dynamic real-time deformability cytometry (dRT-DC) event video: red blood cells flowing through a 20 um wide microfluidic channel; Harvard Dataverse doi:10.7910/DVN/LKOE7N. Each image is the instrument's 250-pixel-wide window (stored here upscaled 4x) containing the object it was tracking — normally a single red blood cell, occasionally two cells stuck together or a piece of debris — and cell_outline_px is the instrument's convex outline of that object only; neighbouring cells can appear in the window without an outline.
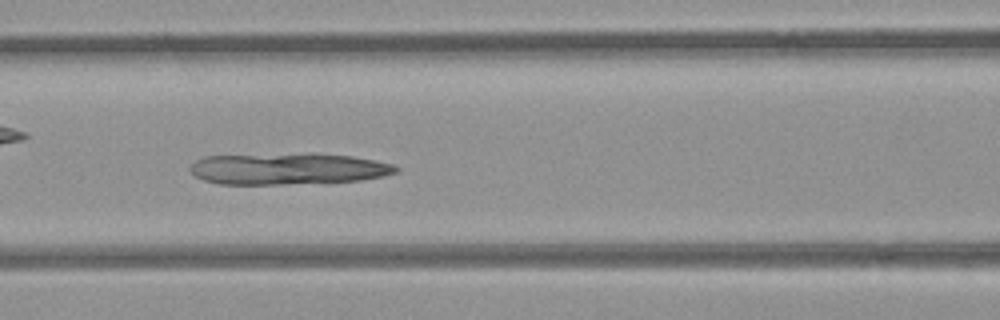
{"species": "common noctule bat (a hibernating species)", "species_latin": "Nyctalus noctula", "temperature_condition": "room temperature", "stored_images_in_passage": 36, "camera_frame_rate_fps": 3000, "um_per_image_px": 0.085, "animal": {"sex": "female", "body_mass_g": 21.9}, "frame": {"image": 1, "passage_image": 13, "time_ms": 4.0, "image_size_px": [1000, 320], "cell_outline_px": [[400, 168], [396, 172], [384, 176], [360, 180], [284, 184], [220, 184], [204, 180], [196, 176], [188, 168], [196, 160], [204, 156], [308, 152], [316, 152], [352, 156], [376, 160], [392, 164]], "centroid_in_image_um": [24.48, 14.32], "position_along_channel_um": 142.1, "area_um2": 38.26}}
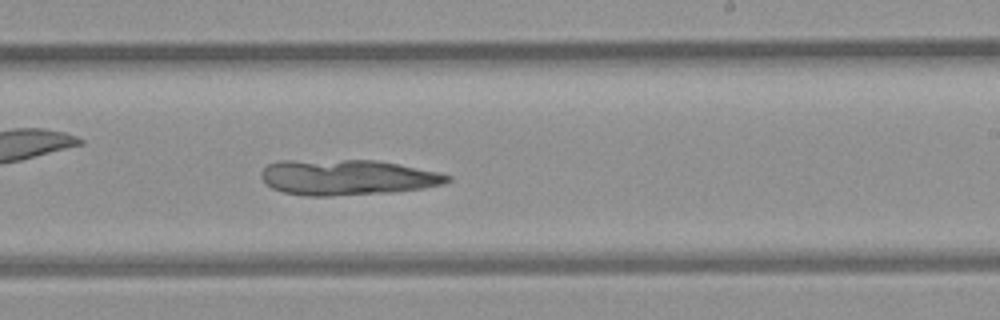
{"frame": {"image": 2, "passage_image": 22, "time_ms": 7.0, "image_size_px": [1000, 320], "cell_outline_px": [[452, 180], [444, 184], [424, 188], [392, 192], [332, 196], [304, 196], [284, 192], [272, 188], [260, 176], [260, 172], [268, 164], [276, 160], [376, 160], [440, 172], [452, 176]], "centroid_in_image_um": [29.52, 15.07], "position_along_channel_um": 259.5, "area_um2": 38.84}}
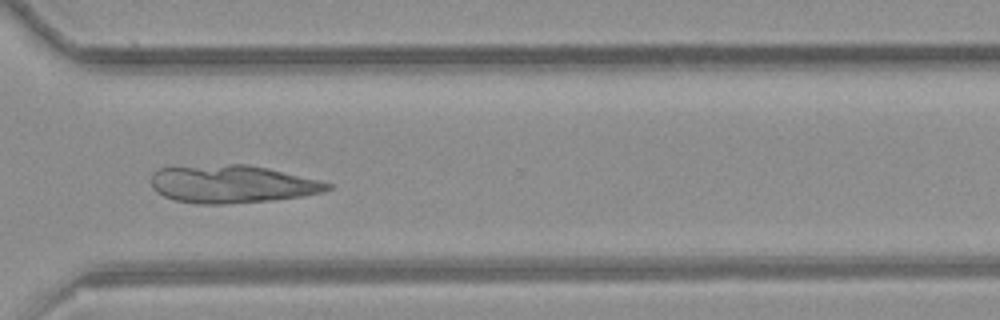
{"frame": {"image": 3, "passage_image": 29, "time_ms": 9.333, "image_size_px": [1000, 320], "cell_outline_px": [[332, 188], [324, 192], [304, 196], [268, 200], [224, 204], [200, 204], [172, 200], [156, 192], [152, 188], [152, 172], [160, 168], [228, 164], [248, 164], [268, 168], [320, 180], [332, 184]], "centroid_in_image_um": [19.73, 15.65], "position_along_channel_um": 350.9, "area_um2": 38.9}}